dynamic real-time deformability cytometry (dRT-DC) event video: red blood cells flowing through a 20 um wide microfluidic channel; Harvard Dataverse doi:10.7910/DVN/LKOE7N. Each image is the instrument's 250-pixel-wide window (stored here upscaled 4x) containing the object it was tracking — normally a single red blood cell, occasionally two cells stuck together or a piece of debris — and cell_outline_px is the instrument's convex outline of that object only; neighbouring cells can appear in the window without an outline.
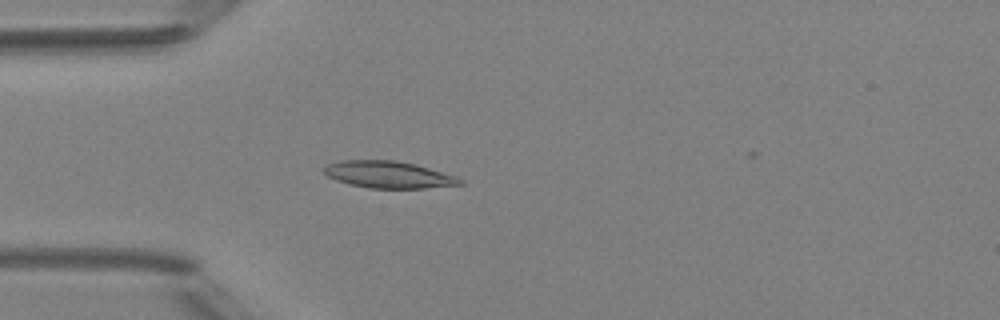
{"species": "Egyptian fruit bat (a non-hibernating species)", "species_latin": "Rousettus aegyptiacus", "temperature_condition": "room temperature", "stored_images_in_passage": 4, "camera_frame_rate_fps": 3000, "um_per_image_px": 0.085, "animal": {"sex": "female"}, "frame": {"image": 1, "passage_image": 4, "time_ms": 3.333, "image_size_px": [1000, 320], "cell_outline_px": [[464, 184], [424, 188], [368, 188], [348, 184], [336, 180], [328, 176], [324, 172], [324, 168], [328, 164], [340, 160], [396, 160], [416, 164], [456, 176], [464, 180]], "centroid_in_image_um": [33.04, 14.84], "position_along_channel_um": 52.0, "area_um2": 21.39}}